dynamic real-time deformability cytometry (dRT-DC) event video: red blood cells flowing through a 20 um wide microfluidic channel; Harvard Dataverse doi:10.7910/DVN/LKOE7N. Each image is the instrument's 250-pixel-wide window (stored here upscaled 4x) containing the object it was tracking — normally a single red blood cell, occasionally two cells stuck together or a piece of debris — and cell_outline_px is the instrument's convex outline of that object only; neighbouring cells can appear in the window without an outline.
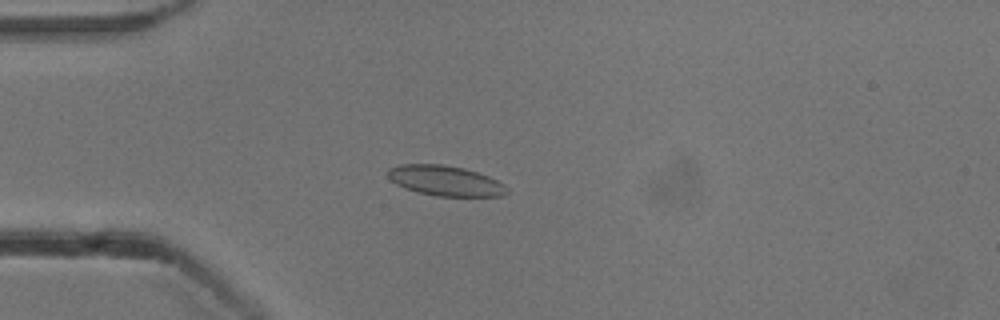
{"species": "common noctule bat (a hibernating species)", "species_latin": "Nyctalus noctula", "temperature_condition": "cold", "stored_images_in_passage": 50, "camera_frame_rate_fps": 3000, "um_per_image_px": 0.085, "animal": {"sex": "male", "body_mass_g": 13.3}, "frame": {"image": 1, "passage_image": 11, "time_ms": 3.333, "image_size_px": [1000, 320], "cell_outline_px": [[508, 192], [504, 196], [436, 196], [416, 192], [404, 188], [396, 184], [388, 176], [388, 168], [400, 164], [444, 164], [464, 168], [488, 176], [504, 184], [508, 188]], "centroid_in_image_um": [37.85, 15.36], "position_along_channel_um": 47.2, "area_um2": 21.04}}
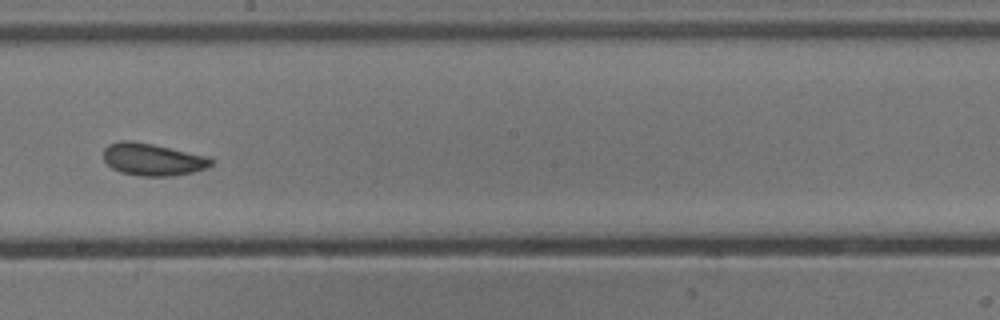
{"frame": {"image": 2, "passage_image": 27, "time_ms": 8.667, "image_size_px": [1000, 320], "cell_outline_px": [[216, 160], [208, 168], [192, 172], [172, 176], [140, 176], [120, 172], [112, 168], [104, 160], [104, 148], [108, 144], [120, 140], [132, 140], [152, 144], [208, 156]], "centroid_in_image_um": [12.99, 13.55], "position_along_channel_um": 235.2, "area_um2": 20.4}}
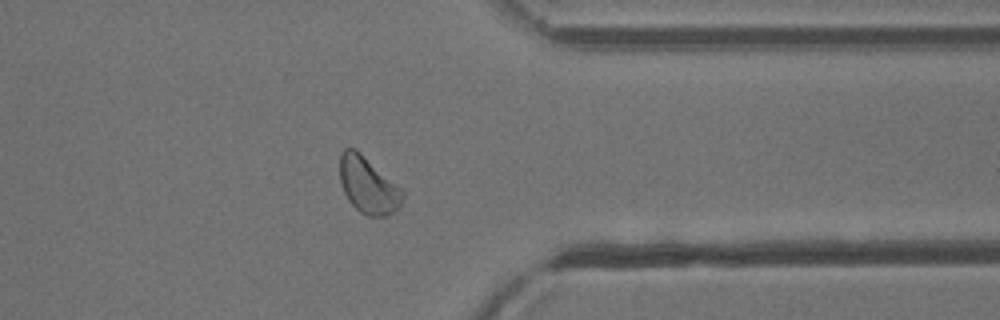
{"frame": {"image": 3, "passage_image": 39, "time_ms": 12.667, "image_size_px": [1000, 320], "cell_outline_px": [[404, 196], [400, 208], [388, 216], [368, 216], [360, 212], [348, 200], [344, 192], [340, 180], [340, 152], [344, 148], [356, 148], [404, 188]], "centroid_in_image_um": [31.34, 15.73], "position_along_channel_um": 380.1, "area_um2": 21.27}, "authors_computed_cell_mechanics": {"area_um2": 20.6346, "velocity_mm_per_s": 3.8276, "shape_relaxation_time_tau1_ms": 3.4973, "shape_relaxation_time_tau2_ms": 2.198, "deformation_change_tau1": 0.0679, "deformation_change_tau2": 0.0684}}